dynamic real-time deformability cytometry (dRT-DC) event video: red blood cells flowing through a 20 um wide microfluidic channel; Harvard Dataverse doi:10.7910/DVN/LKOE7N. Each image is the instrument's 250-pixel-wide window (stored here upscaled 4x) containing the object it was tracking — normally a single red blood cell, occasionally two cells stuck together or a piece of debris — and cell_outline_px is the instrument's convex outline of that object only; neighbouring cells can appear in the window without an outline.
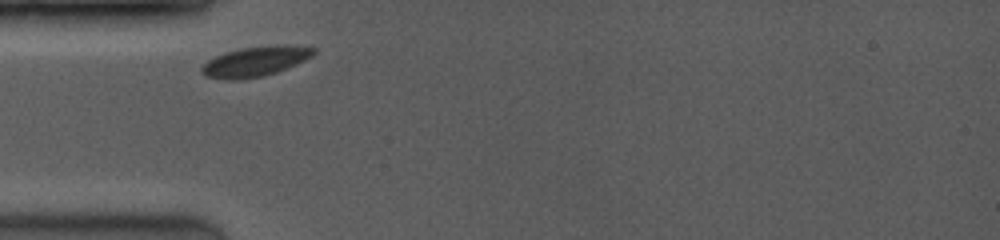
{"species": "common noctule bat (a hibernating species)", "species_latin": "Nyctalus noctula", "temperature_condition": "room temperature", "stored_images_in_passage": 17, "camera_frame_rate_fps": 3500, "um_per_image_px": 0.085, "animal": {"sex": "female", "body_mass_g": 19.0, "forearm_length_mm": 53.3}, "frame": {"image": 1, "passage_image": 1, "time_ms": 0.0, "image_size_px": [1000, 240], "cell_outline_px": [[316, 52], [312, 56], [296, 64], [276, 72], [264, 76], [236, 80], [228, 80], [208, 76], [200, 72], [200, 68], [208, 60], [216, 56], [240, 48], [284, 44], [316, 48]], "centroid_in_image_um": [21.71, 5.22], "position_along_channel_um": 63.3, "area_um2": 19.36}}
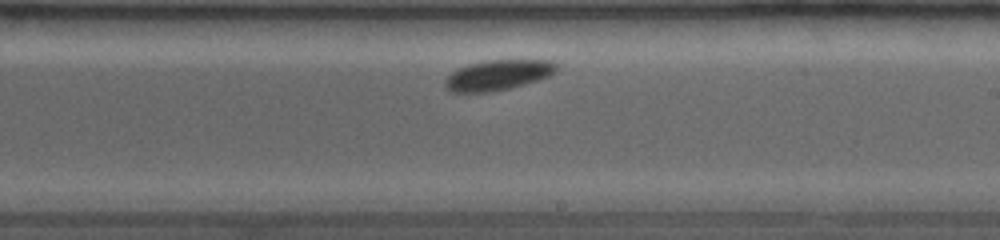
{"frame": {"image": 2, "passage_image": 10, "time_ms": 4.857, "image_size_px": [1000, 240], "cell_outline_px": [[556, 68], [548, 76], [512, 88], [492, 92], [448, 92], [444, 88], [444, 80], [452, 72], [460, 68], [484, 60], [552, 60], [556, 64]], "centroid_in_image_um": [42.27, 6.39], "position_along_channel_um": 246.7, "area_um2": 19.54}}
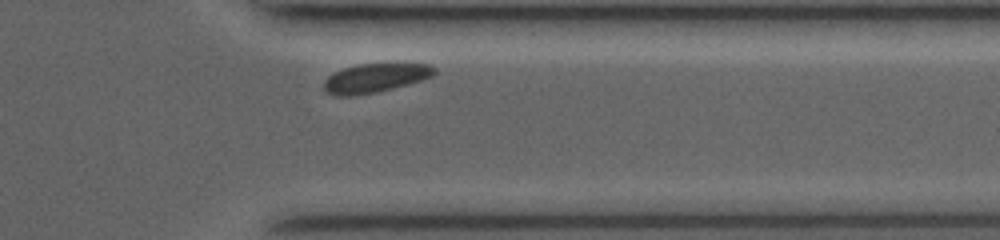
{"frame": {"image": 3, "passage_image": 16, "time_ms": 8.286, "image_size_px": [1000, 240], "cell_outline_px": [[436, 72], [432, 76], [408, 84], [376, 92], [352, 96], [336, 96], [328, 92], [324, 88], [324, 80], [328, 76], [344, 68], [356, 64], [432, 64], [436, 68]], "centroid_in_image_um": [31.89, 6.63], "position_along_channel_um": 379.5, "area_um2": 18.44}, "authors_computed_cell_mechanics": {"area_um2": 19.363, "velocity_mm_per_s": 3.804, "shape_relaxation_time_tau1_ms": 1.2699, "shape_relaxation_time_tau2_ms": null, "deformation_change_tau1": 0.0417, "deformation_change_tau2": null}}